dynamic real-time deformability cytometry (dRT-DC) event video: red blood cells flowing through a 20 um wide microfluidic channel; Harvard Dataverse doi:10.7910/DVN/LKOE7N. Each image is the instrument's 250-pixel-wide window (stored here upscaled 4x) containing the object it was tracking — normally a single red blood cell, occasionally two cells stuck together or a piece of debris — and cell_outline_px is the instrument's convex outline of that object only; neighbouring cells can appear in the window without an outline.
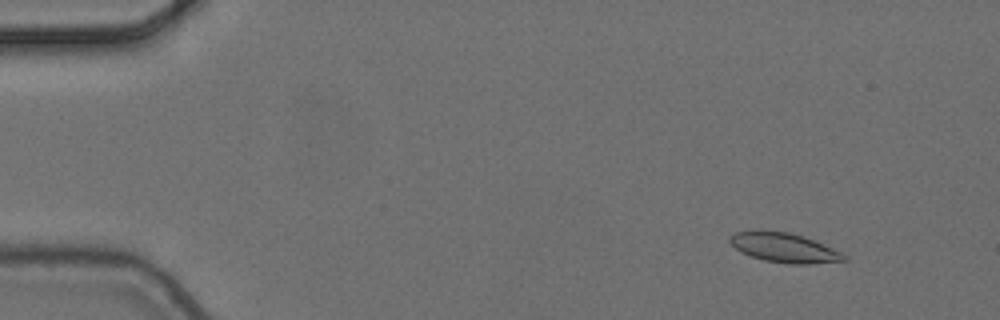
{"species": "common noctule bat (a hibernating species)", "species_latin": "Nyctalus noctula", "temperature_condition": "cold", "stored_images_in_passage": 5, "camera_frame_rate_fps": 3000, "um_per_image_px": 0.085, "animal": {"sex": "female", "body_mass_g": 24.6, "forearm_length_mm": 56.2}, "frame": {"image": 1, "passage_image": 2, "time_ms": 0.333, "image_size_px": [1000, 320], "cell_outline_px": [[848, 260], [808, 264], [792, 264], [764, 260], [740, 252], [728, 240], [728, 236], [736, 232], [752, 228], [760, 228], [788, 232], [812, 240], [832, 248], [848, 256]], "centroid_in_image_um": [66.58, 21.02], "position_along_channel_um": 18.4, "area_um2": 19.83}}
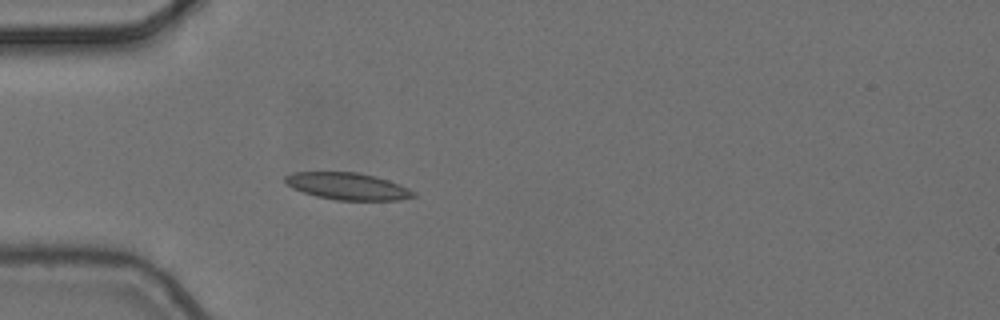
{"frame": {"image": 2, "passage_image": 5, "time_ms": 1.333, "image_size_px": [1000, 320], "cell_outline_px": [[416, 196], [400, 200], [336, 200], [316, 196], [292, 188], [284, 180], [284, 176], [292, 172], [356, 172], [376, 176], [400, 184], [416, 192]], "centroid_in_image_um": [29.56, 15.83], "position_along_channel_um": 55.4, "area_um2": 20.23}}